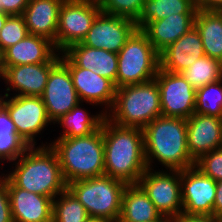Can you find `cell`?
Segmentation results:
<instances>
[{
	"label": "cell",
	"mask_w": 222,
	"mask_h": 222,
	"mask_svg": "<svg viewBox=\"0 0 222 222\" xmlns=\"http://www.w3.org/2000/svg\"><path fill=\"white\" fill-rule=\"evenodd\" d=\"M56 63L24 64L4 66L2 79L5 90H15L17 96H41L44 92L50 70ZM11 88V89H10Z\"/></svg>",
	"instance_id": "obj_19"
},
{
	"label": "cell",
	"mask_w": 222,
	"mask_h": 222,
	"mask_svg": "<svg viewBox=\"0 0 222 222\" xmlns=\"http://www.w3.org/2000/svg\"><path fill=\"white\" fill-rule=\"evenodd\" d=\"M78 67L92 70L111 80L116 87L118 54L100 48H92L80 42L63 51Z\"/></svg>",
	"instance_id": "obj_23"
},
{
	"label": "cell",
	"mask_w": 222,
	"mask_h": 222,
	"mask_svg": "<svg viewBox=\"0 0 222 222\" xmlns=\"http://www.w3.org/2000/svg\"><path fill=\"white\" fill-rule=\"evenodd\" d=\"M175 222H219V218L214 216L180 214L177 218H175Z\"/></svg>",
	"instance_id": "obj_37"
},
{
	"label": "cell",
	"mask_w": 222,
	"mask_h": 222,
	"mask_svg": "<svg viewBox=\"0 0 222 222\" xmlns=\"http://www.w3.org/2000/svg\"><path fill=\"white\" fill-rule=\"evenodd\" d=\"M60 60L68 67L73 85L80 101L91 105H105L110 110L113 106L116 87L106 77L94 73L92 70L78 67L64 52ZM62 57V58H61ZM104 103V104H103Z\"/></svg>",
	"instance_id": "obj_15"
},
{
	"label": "cell",
	"mask_w": 222,
	"mask_h": 222,
	"mask_svg": "<svg viewBox=\"0 0 222 222\" xmlns=\"http://www.w3.org/2000/svg\"><path fill=\"white\" fill-rule=\"evenodd\" d=\"M56 52L58 51L49 39L29 34L2 52L3 66L57 63L61 53Z\"/></svg>",
	"instance_id": "obj_18"
},
{
	"label": "cell",
	"mask_w": 222,
	"mask_h": 222,
	"mask_svg": "<svg viewBox=\"0 0 222 222\" xmlns=\"http://www.w3.org/2000/svg\"><path fill=\"white\" fill-rule=\"evenodd\" d=\"M9 96H0V104L7 110L18 135L29 147L37 145L35 136L51 123L41 96L15 95L8 99Z\"/></svg>",
	"instance_id": "obj_9"
},
{
	"label": "cell",
	"mask_w": 222,
	"mask_h": 222,
	"mask_svg": "<svg viewBox=\"0 0 222 222\" xmlns=\"http://www.w3.org/2000/svg\"><path fill=\"white\" fill-rule=\"evenodd\" d=\"M194 0H145L141 14L135 21L140 29L147 21L164 19L171 14H196Z\"/></svg>",
	"instance_id": "obj_27"
},
{
	"label": "cell",
	"mask_w": 222,
	"mask_h": 222,
	"mask_svg": "<svg viewBox=\"0 0 222 222\" xmlns=\"http://www.w3.org/2000/svg\"><path fill=\"white\" fill-rule=\"evenodd\" d=\"M195 14H171L157 20L147 21L140 30L147 36L160 54L194 26Z\"/></svg>",
	"instance_id": "obj_22"
},
{
	"label": "cell",
	"mask_w": 222,
	"mask_h": 222,
	"mask_svg": "<svg viewBox=\"0 0 222 222\" xmlns=\"http://www.w3.org/2000/svg\"><path fill=\"white\" fill-rule=\"evenodd\" d=\"M29 35L24 17L10 15L0 30V50L3 52L8 47L15 45Z\"/></svg>",
	"instance_id": "obj_32"
},
{
	"label": "cell",
	"mask_w": 222,
	"mask_h": 222,
	"mask_svg": "<svg viewBox=\"0 0 222 222\" xmlns=\"http://www.w3.org/2000/svg\"><path fill=\"white\" fill-rule=\"evenodd\" d=\"M4 73V66H3V54L2 51L0 50V77L2 78Z\"/></svg>",
	"instance_id": "obj_43"
},
{
	"label": "cell",
	"mask_w": 222,
	"mask_h": 222,
	"mask_svg": "<svg viewBox=\"0 0 222 222\" xmlns=\"http://www.w3.org/2000/svg\"><path fill=\"white\" fill-rule=\"evenodd\" d=\"M216 184L195 166L181 170L182 214L213 216Z\"/></svg>",
	"instance_id": "obj_14"
},
{
	"label": "cell",
	"mask_w": 222,
	"mask_h": 222,
	"mask_svg": "<svg viewBox=\"0 0 222 222\" xmlns=\"http://www.w3.org/2000/svg\"><path fill=\"white\" fill-rule=\"evenodd\" d=\"M159 68V53L137 29L118 53L116 89L153 80Z\"/></svg>",
	"instance_id": "obj_7"
},
{
	"label": "cell",
	"mask_w": 222,
	"mask_h": 222,
	"mask_svg": "<svg viewBox=\"0 0 222 222\" xmlns=\"http://www.w3.org/2000/svg\"><path fill=\"white\" fill-rule=\"evenodd\" d=\"M52 143L49 145L57 154L66 184L104 175L102 127L88 136L58 138Z\"/></svg>",
	"instance_id": "obj_4"
},
{
	"label": "cell",
	"mask_w": 222,
	"mask_h": 222,
	"mask_svg": "<svg viewBox=\"0 0 222 222\" xmlns=\"http://www.w3.org/2000/svg\"><path fill=\"white\" fill-rule=\"evenodd\" d=\"M213 216L222 219V180L217 181Z\"/></svg>",
	"instance_id": "obj_38"
},
{
	"label": "cell",
	"mask_w": 222,
	"mask_h": 222,
	"mask_svg": "<svg viewBox=\"0 0 222 222\" xmlns=\"http://www.w3.org/2000/svg\"><path fill=\"white\" fill-rule=\"evenodd\" d=\"M161 216L139 184L126 186L118 222H151Z\"/></svg>",
	"instance_id": "obj_24"
},
{
	"label": "cell",
	"mask_w": 222,
	"mask_h": 222,
	"mask_svg": "<svg viewBox=\"0 0 222 222\" xmlns=\"http://www.w3.org/2000/svg\"><path fill=\"white\" fill-rule=\"evenodd\" d=\"M29 0H0V12L8 15H22Z\"/></svg>",
	"instance_id": "obj_36"
},
{
	"label": "cell",
	"mask_w": 222,
	"mask_h": 222,
	"mask_svg": "<svg viewBox=\"0 0 222 222\" xmlns=\"http://www.w3.org/2000/svg\"><path fill=\"white\" fill-rule=\"evenodd\" d=\"M86 222H111L107 219L104 218H99V217H89Z\"/></svg>",
	"instance_id": "obj_42"
},
{
	"label": "cell",
	"mask_w": 222,
	"mask_h": 222,
	"mask_svg": "<svg viewBox=\"0 0 222 222\" xmlns=\"http://www.w3.org/2000/svg\"><path fill=\"white\" fill-rule=\"evenodd\" d=\"M137 29L132 19L100 12L80 43L118 54Z\"/></svg>",
	"instance_id": "obj_12"
},
{
	"label": "cell",
	"mask_w": 222,
	"mask_h": 222,
	"mask_svg": "<svg viewBox=\"0 0 222 222\" xmlns=\"http://www.w3.org/2000/svg\"><path fill=\"white\" fill-rule=\"evenodd\" d=\"M194 27L202 39L205 55L222 62V11L198 9Z\"/></svg>",
	"instance_id": "obj_25"
},
{
	"label": "cell",
	"mask_w": 222,
	"mask_h": 222,
	"mask_svg": "<svg viewBox=\"0 0 222 222\" xmlns=\"http://www.w3.org/2000/svg\"><path fill=\"white\" fill-rule=\"evenodd\" d=\"M195 167L216 182L222 180V147L203 155L195 162Z\"/></svg>",
	"instance_id": "obj_34"
},
{
	"label": "cell",
	"mask_w": 222,
	"mask_h": 222,
	"mask_svg": "<svg viewBox=\"0 0 222 222\" xmlns=\"http://www.w3.org/2000/svg\"><path fill=\"white\" fill-rule=\"evenodd\" d=\"M194 113L222 118V79L196 89Z\"/></svg>",
	"instance_id": "obj_31"
},
{
	"label": "cell",
	"mask_w": 222,
	"mask_h": 222,
	"mask_svg": "<svg viewBox=\"0 0 222 222\" xmlns=\"http://www.w3.org/2000/svg\"><path fill=\"white\" fill-rule=\"evenodd\" d=\"M0 222H13L7 185L0 179Z\"/></svg>",
	"instance_id": "obj_35"
},
{
	"label": "cell",
	"mask_w": 222,
	"mask_h": 222,
	"mask_svg": "<svg viewBox=\"0 0 222 222\" xmlns=\"http://www.w3.org/2000/svg\"><path fill=\"white\" fill-rule=\"evenodd\" d=\"M100 12L98 0H64L59 10L56 51L81 42Z\"/></svg>",
	"instance_id": "obj_8"
},
{
	"label": "cell",
	"mask_w": 222,
	"mask_h": 222,
	"mask_svg": "<svg viewBox=\"0 0 222 222\" xmlns=\"http://www.w3.org/2000/svg\"><path fill=\"white\" fill-rule=\"evenodd\" d=\"M105 112L106 118L117 125L143 129L162 116L157 81L153 79L117 88L113 106Z\"/></svg>",
	"instance_id": "obj_5"
},
{
	"label": "cell",
	"mask_w": 222,
	"mask_h": 222,
	"mask_svg": "<svg viewBox=\"0 0 222 222\" xmlns=\"http://www.w3.org/2000/svg\"><path fill=\"white\" fill-rule=\"evenodd\" d=\"M98 2L101 12L136 21L141 14L145 0H98Z\"/></svg>",
	"instance_id": "obj_33"
},
{
	"label": "cell",
	"mask_w": 222,
	"mask_h": 222,
	"mask_svg": "<svg viewBox=\"0 0 222 222\" xmlns=\"http://www.w3.org/2000/svg\"><path fill=\"white\" fill-rule=\"evenodd\" d=\"M10 15L0 12V30L4 27V24L6 22V19L9 17Z\"/></svg>",
	"instance_id": "obj_41"
},
{
	"label": "cell",
	"mask_w": 222,
	"mask_h": 222,
	"mask_svg": "<svg viewBox=\"0 0 222 222\" xmlns=\"http://www.w3.org/2000/svg\"><path fill=\"white\" fill-rule=\"evenodd\" d=\"M144 154L147 168L157 159L169 170L195 166L187 147V122L183 118H155L143 128Z\"/></svg>",
	"instance_id": "obj_2"
},
{
	"label": "cell",
	"mask_w": 222,
	"mask_h": 222,
	"mask_svg": "<svg viewBox=\"0 0 222 222\" xmlns=\"http://www.w3.org/2000/svg\"><path fill=\"white\" fill-rule=\"evenodd\" d=\"M127 184L103 175L75 180L67 188L84 205L89 217L118 222L123 192Z\"/></svg>",
	"instance_id": "obj_6"
},
{
	"label": "cell",
	"mask_w": 222,
	"mask_h": 222,
	"mask_svg": "<svg viewBox=\"0 0 222 222\" xmlns=\"http://www.w3.org/2000/svg\"><path fill=\"white\" fill-rule=\"evenodd\" d=\"M151 222H175V218L169 216H161L157 220Z\"/></svg>",
	"instance_id": "obj_40"
},
{
	"label": "cell",
	"mask_w": 222,
	"mask_h": 222,
	"mask_svg": "<svg viewBox=\"0 0 222 222\" xmlns=\"http://www.w3.org/2000/svg\"><path fill=\"white\" fill-rule=\"evenodd\" d=\"M79 102L71 111L64 114L56 121L62 126L63 134L58 138L84 137L97 131L106 117V113L101 111L98 115H89L86 109L80 107Z\"/></svg>",
	"instance_id": "obj_26"
},
{
	"label": "cell",
	"mask_w": 222,
	"mask_h": 222,
	"mask_svg": "<svg viewBox=\"0 0 222 222\" xmlns=\"http://www.w3.org/2000/svg\"><path fill=\"white\" fill-rule=\"evenodd\" d=\"M204 55L202 39L193 26L159 54L160 69L181 73Z\"/></svg>",
	"instance_id": "obj_20"
},
{
	"label": "cell",
	"mask_w": 222,
	"mask_h": 222,
	"mask_svg": "<svg viewBox=\"0 0 222 222\" xmlns=\"http://www.w3.org/2000/svg\"><path fill=\"white\" fill-rule=\"evenodd\" d=\"M154 79L160 90L162 116L187 120L194 114L196 89L181 73L159 68Z\"/></svg>",
	"instance_id": "obj_11"
},
{
	"label": "cell",
	"mask_w": 222,
	"mask_h": 222,
	"mask_svg": "<svg viewBox=\"0 0 222 222\" xmlns=\"http://www.w3.org/2000/svg\"><path fill=\"white\" fill-rule=\"evenodd\" d=\"M186 122L187 147L194 162L222 147V118L194 113Z\"/></svg>",
	"instance_id": "obj_17"
},
{
	"label": "cell",
	"mask_w": 222,
	"mask_h": 222,
	"mask_svg": "<svg viewBox=\"0 0 222 222\" xmlns=\"http://www.w3.org/2000/svg\"><path fill=\"white\" fill-rule=\"evenodd\" d=\"M197 9L222 11V0H194Z\"/></svg>",
	"instance_id": "obj_39"
},
{
	"label": "cell",
	"mask_w": 222,
	"mask_h": 222,
	"mask_svg": "<svg viewBox=\"0 0 222 222\" xmlns=\"http://www.w3.org/2000/svg\"><path fill=\"white\" fill-rule=\"evenodd\" d=\"M28 148L18 135L7 110L0 104V161L15 162Z\"/></svg>",
	"instance_id": "obj_28"
},
{
	"label": "cell",
	"mask_w": 222,
	"mask_h": 222,
	"mask_svg": "<svg viewBox=\"0 0 222 222\" xmlns=\"http://www.w3.org/2000/svg\"><path fill=\"white\" fill-rule=\"evenodd\" d=\"M58 196V200L53 199L52 222H86V208L68 188Z\"/></svg>",
	"instance_id": "obj_30"
},
{
	"label": "cell",
	"mask_w": 222,
	"mask_h": 222,
	"mask_svg": "<svg viewBox=\"0 0 222 222\" xmlns=\"http://www.w3.org/2000/svg\"><path fill=\"white\" fill-rule=\"evenodd\" d=\"M181 74L195 89H198L222 79V62L204 55Z\"/></svg>",
	"instance_id": "obj_29"
},
{
	"label": "cell",
	"mask_w": 222,
	"mask_h": 222,
	"mask_svg": "<svg viewBox=\"0 0 222 222\" xmlns=\"http://www.w3.org/2000/svg\"><path fill=\"white\" fill-rule=\"evenodd\" d=\"M64 0H29L22 16L29 34L49 39L56 48L59 10Z\"/></svg>",
	"instance_id": "obj_21"
},
{
	"label": "cell",
	"mask_w": 222,
	"mask_h": 222,
	"mask_svg": "<svg viewBox=\"0 0 222 222\" xmlns=\"http://www.w3.org/2000/svg\"><path fill=\"white\" fill-rule=\"evenodd\" d=\"M13 222H52L53 198L17 187L6 175Z\"/></svg>",
	"instance_id": "obj_16"
},
{
	"label": "cell",
	"mask_w": 222,
	"mask_h": 222,
	"mask_svg": "<svg viewBox=\"0 0 222 222\" xmlns=\"http://www.w3.org/2000/svg\"><path fill=\"white\" fill-rule=\"evenodd\" d=\"M104 175L127 185L138 184L147 169L143 129L124 127L104 118Z\"/></svg>",
	"instance_id": "obj_1"
},
{
	"label": "cell",
	"mask_w": 222,
	"mask_h": 222,
	"mask_svg": "<svg viewBox=\"0 0 222 222\" xmlns=\"http://www.w3.org/2000/svg\"><path fill=\"white\" fill-rule=\"evenodd\" d=\"M41 99L53 124L80 102L69 69L61 60L51 68Z\"/></svg>",
	"instance_id": "obj_13"
},
{
	"label": "cell",
	"mask_w": 222,
	"mask_h": 222,
	"mask_svg": "<svg viewBox=\"0 0 222 222\" xmlns=\"http://www.w3.org/2000/svg\"><path fill=\"white\" fill-rule=\"evenodd\" d=\"M146 169L140 177L139 185L162 216L177 218L183 212L181 199V171L156 172ZM172 171V172H171ZM171 173V174H170Z\"/></svg>",
	"instance_id": "obj_10"
},
{
	"label": "cell",
	"mask_w": 222,
	"mask_h": 222,
	"mask_svg": "<svg viewBox=\"0 0 222 222\" xmlns=\"http://www.w3.org/2000/svg\"><path fill=\"white\" fill-rule=\"evenodd\" d=\"M16 161L15 169L6 176L17 187L53 199L67 188L57 154L50 145L29 147Z\"/></svg>",
	"instance_id": "obj_3"
}]
</instances>
